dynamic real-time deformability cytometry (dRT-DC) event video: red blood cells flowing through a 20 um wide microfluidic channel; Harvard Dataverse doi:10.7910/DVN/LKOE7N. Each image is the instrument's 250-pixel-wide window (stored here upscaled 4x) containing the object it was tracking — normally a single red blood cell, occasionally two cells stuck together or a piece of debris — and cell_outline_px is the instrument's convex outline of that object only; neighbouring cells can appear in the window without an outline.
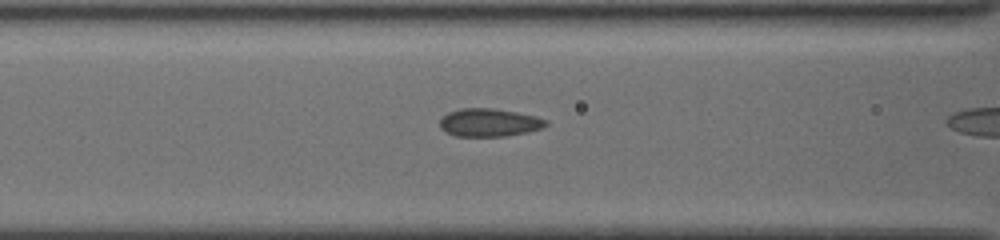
{"species": "common noctule bat (a hibernating species)", "species_latin": "Nyctalus noctula", "temperature_condition": "cold", "stored_images_in_passage": 11, "camera_frame_rate_fps": 3000, "um_per_image_px": 0.085, "animal": {"sex": "female", "body_mass_g": 19.5, "forearm_length_mm": 54.1}, "frame": {"image": 1, "passage_image": 10, "time_ms": 3.667, "image_size_px": [1000, 240], "cell_outline_px": [[548, 124], [544, 128], [508, 136], [456, 136], [440, 128], [440, 120], [448, 112], [460, 108], [492, 108], [516, 112], [536, 116], [548, 120]], "centroid_in_image_um": [41.61, 10.41], "position_along_channel_um": 125.0, "area_um2": 17.34}}